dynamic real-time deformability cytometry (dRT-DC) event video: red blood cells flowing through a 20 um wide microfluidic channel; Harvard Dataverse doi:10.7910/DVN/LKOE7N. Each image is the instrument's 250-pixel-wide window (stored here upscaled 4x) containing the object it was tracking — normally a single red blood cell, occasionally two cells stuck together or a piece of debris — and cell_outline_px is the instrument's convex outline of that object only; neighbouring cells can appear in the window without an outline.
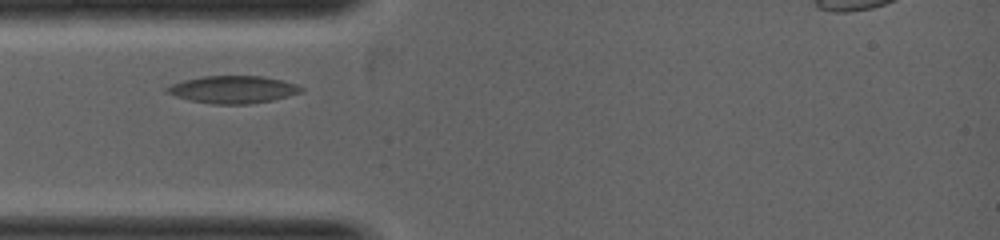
{"species": "common noctule bat (a hibernating species)", "species_latin": "Nyctalus noctula", "temperature_condition": "warm", "stored_images_in_passage": 3, "camera_frame_rate_fps": 5000, "um_per_image_px": 0.085, "animal": {"sex": "female", "body_mass_g": 19.0, "forearm_length_mm": 53.3}, "frame": {"image": 1, "passage_image": 1, "time_ms": 0.0, "image_size_px": [1000, 240], "cell_outline_px": [[304, 92], [272, 100], [248, 104], [212, 104], [188, 100], [164, 92], [164, 88], [172, 84], [184, 80], [204, 76], [264, 76], [296, 84], [304, 88]], "centroid_in_image_um": [19.79, 7.61], "position_along_channel_um": 65.2, "area_um2": 21.5}}